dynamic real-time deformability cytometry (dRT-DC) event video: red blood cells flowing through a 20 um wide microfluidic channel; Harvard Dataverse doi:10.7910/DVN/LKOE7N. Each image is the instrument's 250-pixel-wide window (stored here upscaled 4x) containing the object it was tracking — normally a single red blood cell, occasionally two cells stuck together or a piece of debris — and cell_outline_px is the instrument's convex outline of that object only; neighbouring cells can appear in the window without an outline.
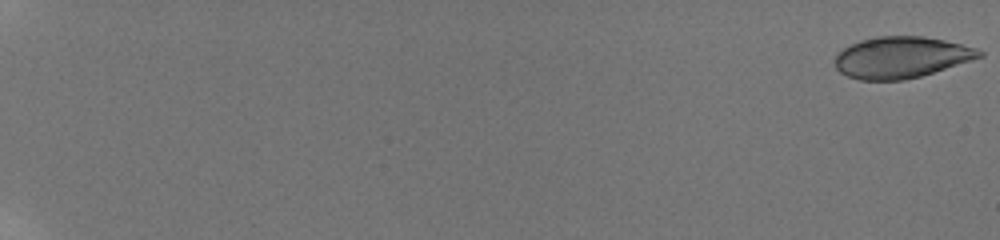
{"species": "human", "species_latin": "Homo sapiens", "temperature_condition": "room temperature", "stored_images_in_passage": 59, "camera_frame_rate_fps": 3000, "um_per_image_px": 0.085, "donor": {"sex": "male"}, "frame": {"image": 1, "passage_image": 1, "time_ms": 0.0, "image_size_px": [1000, 240], "cell_outline_px": [[984, 56], [972, 60], [920, 76], [904, 80], [860, 80], [848, 76], [840, 72], [836, 68], [836, 56], [844, 48], [860, 40], [876, 36], [924, 36], [944, 40], [976, 48], [984, 52]], "centroid_in_image_um": [76.62, 4.87], "position_along_channel_um": 8.4, "area_um2": 34.56}}
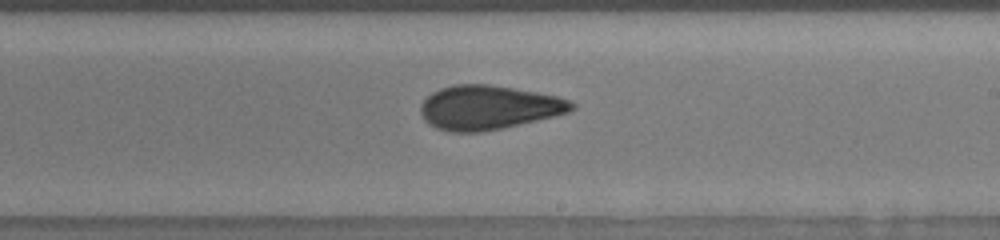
{"frame": {"image": 2, "passage_image": 40, "time_ms": 13.0, "image_size_px": [1000, 240], "cell_outline_px": [[576, 108], [568, 112], [536, 120], [484, 132], [448, 132], [436, 128], [428, 124], [424, 120], [420, 112], [420, 104], [432, 92], [440, 88], [456, 84], [488, 84], [536, 92], [556, 96], [572, 100], [576, 104]], "centroid_in_image_um": [41.49, 9.14], "position_along_channel_um": 247.5, "area_um2": 38.84}}
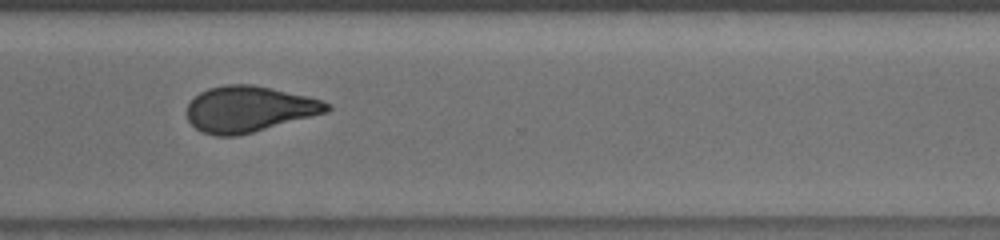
{"frame": {"image": 3, "passage_image": 48, "time_ms": 15.667, "image_size_px": [1000, 240], "cell_outline_px": [[332, 108], [328, 112], [252, 132], [236, 136], [216, 136], [200, 132], [188, 120], [188, 104], [200, 92], [208, 88], [224, 84], [252, 84], [272, 88], [308, 96], [332, 104]], "centroid_in_image_um": [21.18, 9.26], "position_along_channel_um": 349.4, "area_um2": 37.4}, "authors_computed_cell_mechanics": {"area_um2": 37.3388, "velocity_mm_per_s": 3.8237, "shape_relaxation_time_tau1_ms": null, "shape_relaxation_time_tau2_ms": 1.878, "deformation_change_tau1": null, "deformation_change_tau2": 0.0655}}